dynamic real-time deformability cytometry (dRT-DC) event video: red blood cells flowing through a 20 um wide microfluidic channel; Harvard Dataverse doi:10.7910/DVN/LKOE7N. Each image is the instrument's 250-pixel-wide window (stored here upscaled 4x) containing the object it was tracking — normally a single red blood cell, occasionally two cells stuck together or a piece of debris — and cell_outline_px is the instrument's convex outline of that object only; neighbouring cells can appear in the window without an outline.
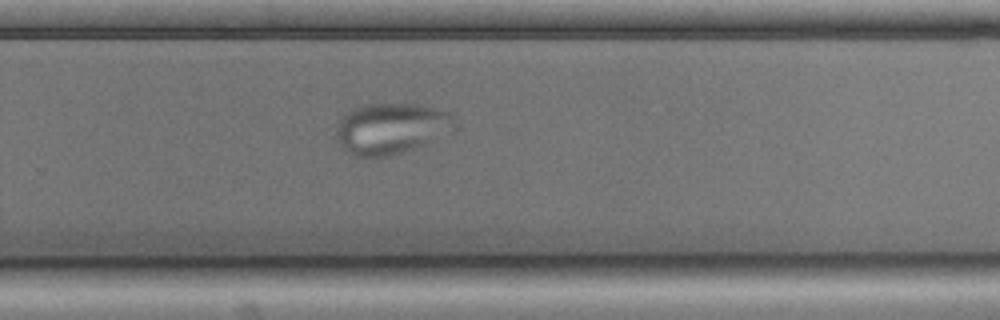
{"species": "common noctule bat (a hibernating species)", "species_latin": "Nyctalus noctula", "temperature_condition": "cold", "stored_images_in_passage": 56, "camera_frame_rate_fps": 3000, "um_per_image_px": 0.085, "animal": {"sex": "male", "body_mass_g": 17.9, "forearm_length_mm": 54.2}, "frame": {"image": 1, "passage_image": 36, "time_ms": 11.667, "image_size_px": [1000, 320], "cell_outline_px": [[456, 128], [452, 132], [412, 148], [388, 156], [356, 156], [348, 152], [336, 140], [336, 128], [340, 120], [352, 108], [368, 104], [412, 104], [432, 108], [448, 112], [456, 124]], "centroid_in_image_um": [33.23, 10.91], "position_along_channel_um": 296.6, "area_um2": 34.56}}